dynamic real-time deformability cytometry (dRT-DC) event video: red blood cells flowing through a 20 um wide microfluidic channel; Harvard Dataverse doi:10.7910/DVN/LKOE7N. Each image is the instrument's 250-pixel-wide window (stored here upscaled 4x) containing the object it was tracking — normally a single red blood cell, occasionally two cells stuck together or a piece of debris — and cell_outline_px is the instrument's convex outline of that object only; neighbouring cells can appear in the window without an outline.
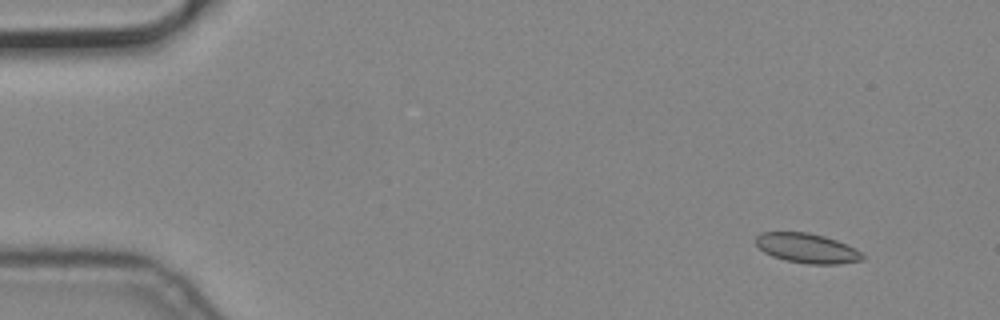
{"species": "common noctule bat (a hibernating species)", "species_latin": "Nyctalus noctula", "temperature_condition": "cold", "stored_images_in_passage": 4, "camera_frame_rate_fps": 3000, "um_per_image_px": 0.085, "animal": {"sex": "male", "body_mass_g": 19.2, "forearm_length_mm": 51.8}, "frame": {"image": 1, "passage_image": 1, "time_ms": 0.0, "image_size_px": [1000, 320], "cell_outline_px": [[864, 260], [840, 264], [808, 264], [784, 260], [772, 256], [764, 252], [756, 244], [756, 236], [760, 232], [808, 232], [824, 236], [836, 240], [856, 248], [864, 256]], "centroid_in_image_um": [68.6, 21.1], "position_along_channel_um": 16.4, "area_um2": 18.55}}
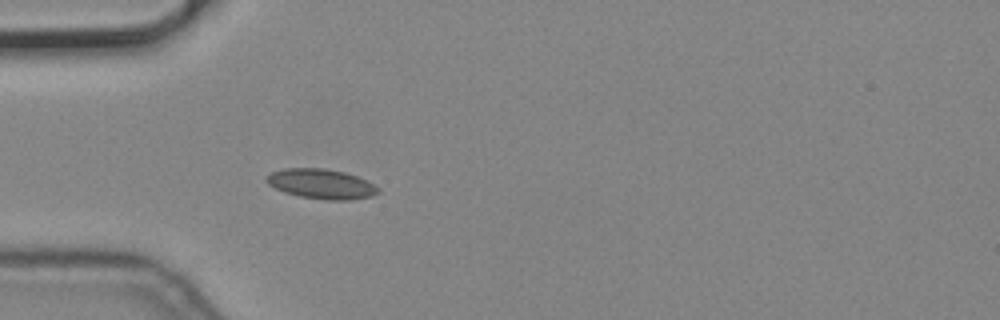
{"frame": {"image": 2, "passage_image": 4, "time_ms": 1.0, "image_size_px": [1000, 320], "cell_outline_px": [[380, 192], [372, 196], [352, 200], [324, 200], [300, 196], [284, 192], [268, 184], [264, 180], [264, 176], [272, 172], [284, 168], [324, 168], [344, 172], [356, 176], [380, 188]], "centroid_in_image_um": [27.29, 15.63], "position_along_channel_um": 57.7, "area_um2": 19.48}}